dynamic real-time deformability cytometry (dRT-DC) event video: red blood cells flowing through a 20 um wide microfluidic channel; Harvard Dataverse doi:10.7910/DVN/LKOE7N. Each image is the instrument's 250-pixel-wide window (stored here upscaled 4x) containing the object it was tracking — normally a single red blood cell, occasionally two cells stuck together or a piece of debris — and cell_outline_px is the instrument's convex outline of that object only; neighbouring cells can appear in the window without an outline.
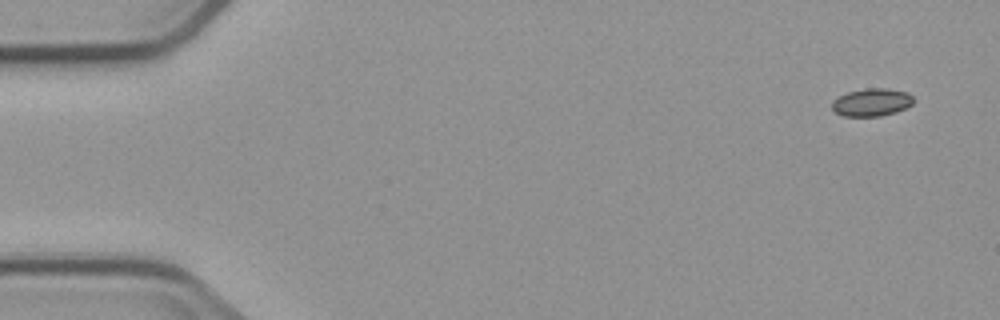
{"species": "common noctule bat (a hibernating species)", "species_latin": "Nyctalus noctula", "temperature_condition": "cold", "stored_images_in_passage": 4, "camera_frame_rate_fps": 3000, "um_per_image_px": 0.085, "animal": {"sex": "male", "body_mass_g": 23.1, "forearm_length_mm": 52.7}, "frame": {"image": 1, "passage_image": 1, "time_ms": 0.0, "image_size_px": [1000, 320], "cell_outline_px": [[916, 100], [912, 104], [896, 112], [880, 116], [844, 116], [836, 112], [832, 108], [832, 100], [848, 92], [868, 88], [888, 88], [908, 92]], "centroid_in_image_um": [74.13, 8.69], "position_along_channel_um": 10.9, "area_um2": 13.18}}